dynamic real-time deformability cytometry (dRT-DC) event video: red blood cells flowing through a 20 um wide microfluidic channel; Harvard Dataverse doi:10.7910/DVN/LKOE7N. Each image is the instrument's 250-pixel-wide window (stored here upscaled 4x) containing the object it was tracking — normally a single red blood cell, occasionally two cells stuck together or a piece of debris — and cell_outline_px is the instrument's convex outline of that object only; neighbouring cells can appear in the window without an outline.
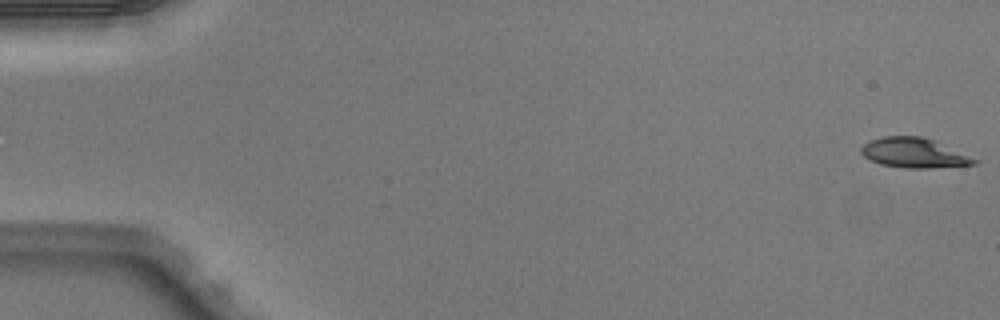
{"species": "Egyptian fruit bat (a non-hibernating species)", "species_latin": "Rousettus aegyptiacus", "temperature_condition": "warm", "stored_images_in_passage": 5, "camera_frame_rate_fps": 3000, "um_per_image_px": 0.085, "animal": {"sex": "male"}, "frame": {"image": 1, "passage_image": 1, "time_ms": 0.0, "image_size_px": [1000, 320], "cell_outline_px": [[980, 160], [976, 164], [932, 168], [904, 168], [880, 164], [864, 156], [860, 152], [860, 148], [864, 144], [872, 140], [884, 136], [920, 136], [932, 140]], "centroid_in_image_um": [77.69, 13.01], "position_along_channel_um": 7.3, "area_um2": 19.42}}
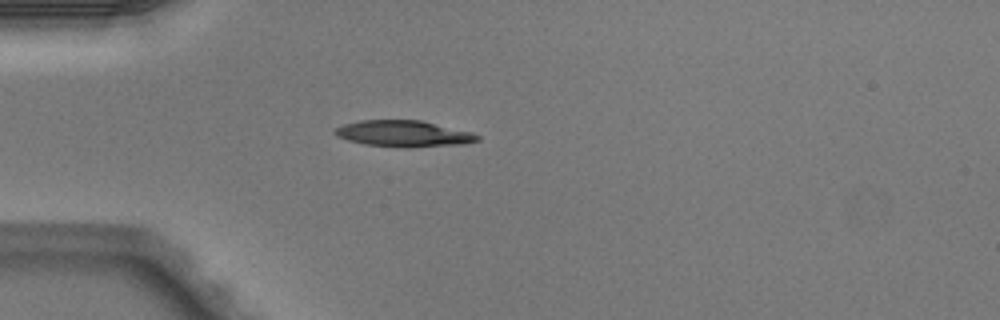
{"frame": {"image": 2, "passage_image": 5, "time_ms": 1.333, "image_size_px": [1000, 320], "cell_outline_px": [[480, 140], [464, 144], [408, 148], [364, 144], [348, 140], [336, 136], [332, 132], [336, 128], [344, 124], [360, 120], [420, 120], [472, 132], [480, 136]], "centroid_in_image_um": [34.32, 11.36], "position_along_channel_um": 50.7, "area_um2": 21.91}}